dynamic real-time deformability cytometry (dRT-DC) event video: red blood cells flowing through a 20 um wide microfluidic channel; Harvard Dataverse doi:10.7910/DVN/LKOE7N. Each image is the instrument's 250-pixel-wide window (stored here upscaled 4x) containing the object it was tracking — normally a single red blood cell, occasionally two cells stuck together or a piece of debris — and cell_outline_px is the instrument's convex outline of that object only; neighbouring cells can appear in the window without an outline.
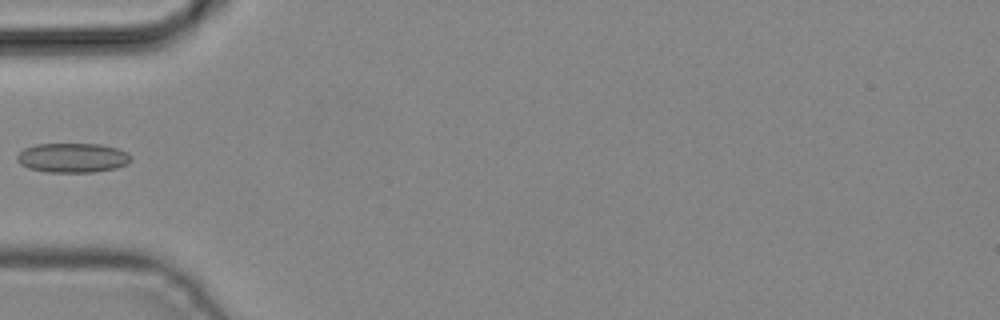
{"species": "common noctule bat (a hibernating species)", "species_latin": "Nyctalus noctula", "temperature_condition": "cold", "stored_images_in_passage": 4, "camera_frame_rate_fps": 3000, "um_per_image_px": 0.085, "animal": {"sex": "male", "body_mass_g": 19.2, "forearm_length_mm": 51.8}, "frame": {"image": 1, "passage_image": 4, "time_ms": 1.0, "image_size_px": [1000, 320], "cell_outline_px": [[132, 160], [128, 164], [116, 168], [92, 172], [48, 172], [28, 168], [20, 164], [16, 160], [16, 156], [24, 148], [36, 144], [100, 144], [116, 148], [128, 152], [132, 156]], "centroid_in_image_um": [6.18, 13.41], "position_along_channel_um": 78.8, "area_um2": 19.71}}